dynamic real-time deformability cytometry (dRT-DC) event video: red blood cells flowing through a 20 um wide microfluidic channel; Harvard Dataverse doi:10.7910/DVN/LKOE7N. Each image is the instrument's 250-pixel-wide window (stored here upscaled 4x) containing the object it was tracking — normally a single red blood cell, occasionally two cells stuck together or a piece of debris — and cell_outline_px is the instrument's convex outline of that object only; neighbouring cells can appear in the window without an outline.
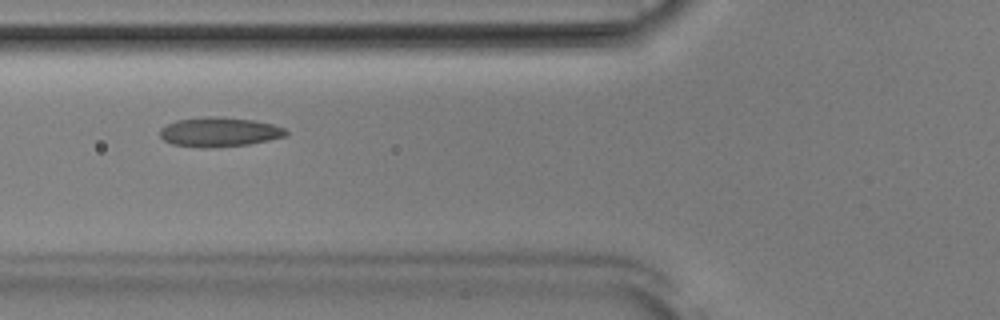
{"species": "Egyptian fruit bat (a non-hibernating species)", "species_latin": "Rousettus aegyptiacus", "temperature_condition": "room temperature", "stored_images_in_passage": 52, "camera_frame_rate_fps": 3000, "um_per_image_px": 0.085, "animal": {"sex": "male"}, "frame": {"image": 1, "passage_image": 20, "time_ms": 6.333, "image_size_px": [1000, 320], "cell_outline_px": [[288, 136], [248, 144], [208, 148], [172, 144], [164, 140], [160, 136], [160, 128], [176, 120], [208, 116], [220, 116], [252, 120], [272, 124], [284, 128], [288, 132]], "centroid_in_image_um": [18.64, 11.21], "position_along_channel_um": 107.2, "area_um2": 21.56}}
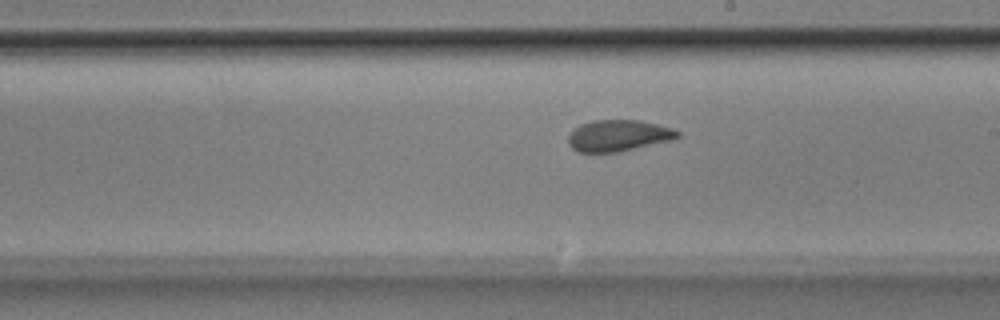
{"frame": {"image": 2, "passage_image": 30, "time_ms": 9.667, "image_size_px": [1000, 320], "cell_outline_px": [[680, 136], [672, 140], [616, 152], [576, 152], [568, 144], [568, 136], [572, 128], [580, 124], [592, 120], [640, 120], [672, 128], [680, 132]], "centroid_in_image_um": [52.52, 11.52], "position_along_channel_um": 236.5, "area_um2": 20.06}}
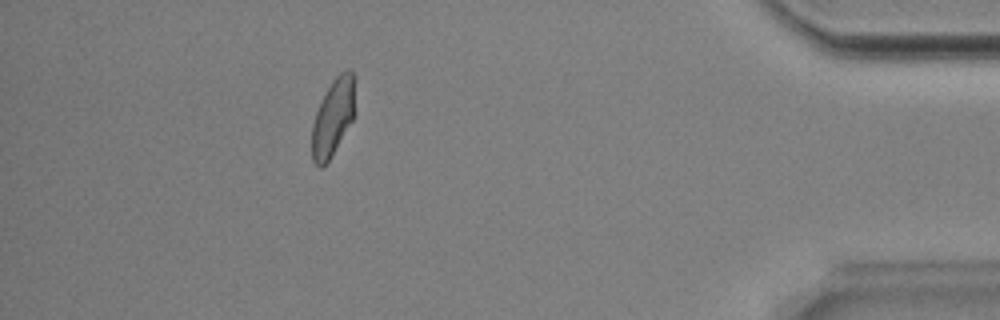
{"frame": {"image": 3, "passage_image": 47, "time_ms": 15.333, "image_size_px": [1000, 320], "cell_outline_px": [[356, 80], [352, 120], [324, 168], [320, 168], [312, 160], [312, 124], [316, 112], [332, 80], [344, 68], [352, 68], [356, 76]], "centroid_in_image_um": [28.33, 9.9], "position_along_channel_um": 406.9, "area_um2": 19.42}, "authors_computed_cell_mechanics": {"area_um2": 20.4323, "velocity_mm_per_s": 3.8812, "shape_relaxation_time_tau1_ms": 10.2543, "shape_relaxation_time_tau2_ms": 1.3379, "deformation_change_tau1": 0.2143, "deformation_change_tau2": 0.0575}}